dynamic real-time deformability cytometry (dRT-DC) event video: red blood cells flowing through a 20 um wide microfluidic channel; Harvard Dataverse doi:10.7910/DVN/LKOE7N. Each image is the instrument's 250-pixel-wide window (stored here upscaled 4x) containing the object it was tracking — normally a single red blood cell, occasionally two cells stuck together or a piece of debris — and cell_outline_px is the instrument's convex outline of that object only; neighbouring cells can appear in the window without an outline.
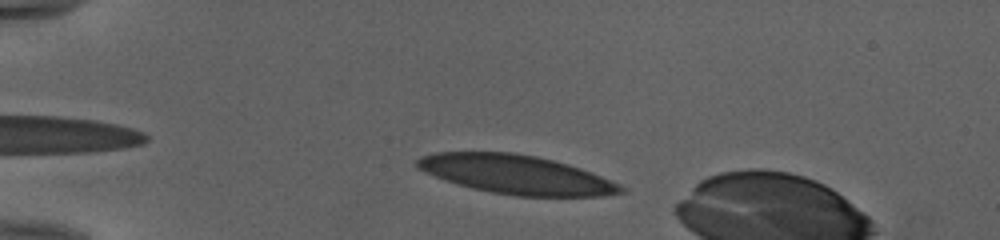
{"species": "human", "species_latin": "Homo sapiens", "temperature_condition": "cold", "stored_images_in_passage": 37, "camera_frame_rate_fps": 3000, "um_per_image_px": 0.085, "donor": {"sex": "female"}, "frame": {"image": 1, "passage_image": 4, "time_ms": 1.0, "image_size_px": [1000, 240], "cell_outline_px": [[624, 192], [604, 196], [516, 196], [492, 192], [472, 188], [444, 180], [424, 172], [416, 168], [416, 160], [420, 156], [436, 152], [512, 152], [536, 156], [568, 164], [592, 172], [620, 184], [624, 188]], "centroid_in_image_um": [43.86, 14.83], "position_along_channel_um": 41.1, "area_um2": 46.18}}
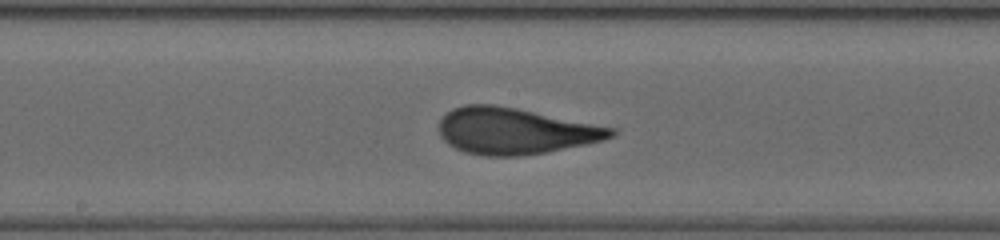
{"frame": {"image": 2, "passage_image": 20, "time_ms": 6.333, "image_size_px": [1000, 240], "cell_outline_px": [[616, 136], [604, 140], [548, 152], [520, 156], [484, 156], [464, 152], [448, 144], [440, 136], [440, 120], [452, 108], [464, 104], [492, 104], [516, 108], [616, 128]], "centroid_in_image_um": [43.78, 11.14], "position_along_channel_um": 204.4, "area_um2": 46.47}}
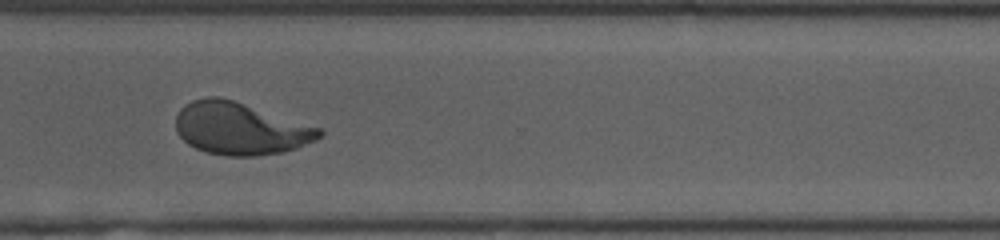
{"frame": {"image": 3, "passage_image": 31, "time_ms": 10.0, "image_size_px": [1000, 240], "cell_outline_px": [[324, 132], [316, 140], [296, 148], [284, 152], [256, 156], [224, 156], [204, 152], [188, 144], [176, 132], [176, 116], [180, 108], [184, 104], [192, 100], [208, 96], [220, 96], [320, 128]], "centroid_in_image_um": [20.38, 10.93], "position_along_channel_um": 350.2, "area_um2": 43.7}, "authors_computed_cell_mechanics": {"area_um2": 45.8354, "velocity_mm_per_s": 3.9806, "shape_relaxation_time_tau1_ms": 6.0914, "shape_relaxation_time_tau2_ms": null, "deformation_change_tau1": 0.2745, "deformation_change_tau2": null}}